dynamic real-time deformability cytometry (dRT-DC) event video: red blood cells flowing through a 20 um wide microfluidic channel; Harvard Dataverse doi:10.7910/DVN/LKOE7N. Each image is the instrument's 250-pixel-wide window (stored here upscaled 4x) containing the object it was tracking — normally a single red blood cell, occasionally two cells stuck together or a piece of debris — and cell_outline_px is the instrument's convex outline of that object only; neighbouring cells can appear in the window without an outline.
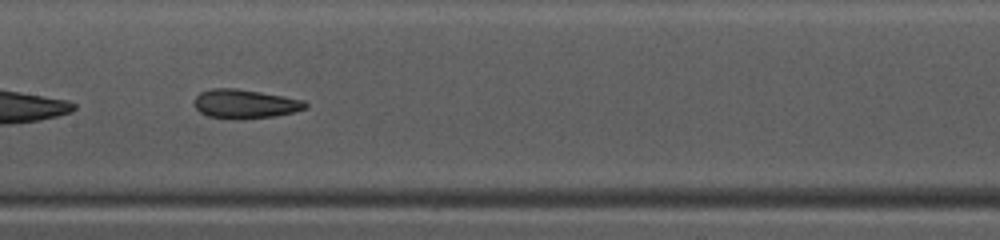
{"species": "common noctule bat (a hibernating species)", "species_latin": "Nyctalus noctula", "temperature_condition": "warm", "stored_images_in_passage": 34, "camera_frame_rate_fps": 3000, "um_per_image_px": 0.085, "animal": {"sex": "female", "body_mass_g": 10.0, "forearm_length_mm": 53.1}, "frame": {"image": 1, "passage_image": 15, "time_ms": 4.667, "image_size_px": [1000, 240], "cell_outline_px": [[308, 108], [276, 116], [240, 120], [236, 120], [208, 116], [200, 112], [192, 104], [192, 100], [200, 92], [212, 88], [236, 88], [260, 92], [304, 100], [308, 104]], "centroid_in_image_um": [20.79, 8.84], "position_along_channel_um": 186.6, "area_um2": 19.07}}
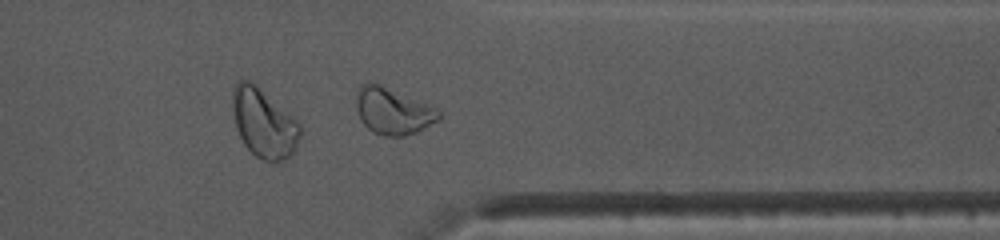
{"frame": {"image": 2, "passage_image": 29, "time_ms": 9.333, "image_size_px": [1000, 240], "cell_outline_px": [[440, 120], [416, 132], [404, 136], [384, 136], [372, 132], [360, 120], [356, 108], [356, 96], [360, 84], [380, 84], [436, 108], [440, 112]], "centroid_in_image_um": [33.38, 9.46], "position_along_channel_um": 378.0, "area_um2": 22.2}, "authors_computed_cell_mechanics": {"area_um2": 19.5075, "velocity_mm_per_s": 4.156, "shape_relaxation_time_tau1_ms": 7.0339, "shape_relaxation_time_tau2_ms": 1.586, "deformation_change_tau1": 0.1628, "deformation_change_tau2": 0.0862}}